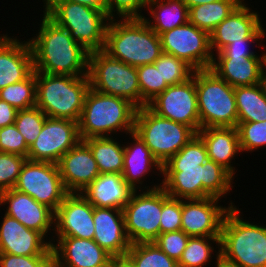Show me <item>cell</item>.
<instances>
[{
	"label": "cell",
	"instance_id": "cell-1",
	"mask_svg": "<svg viewBox=\"0 0 266 267\" xmlns=\"http://www.w3.org/2000/svg\"><path fill=\"white\" fill-rule=\"evenodd\" d=\"M162 177L165 192L182 200L226 199L235 179L223 166L208 159L206 146L197 134L162 165Z\"/></svg>",
	"mask_w": 266,
	"mask_h": 267
},
{
	"label": "cell",
	"instance_id": "cell-2",
	"mask_svg": "<svg viewBox=\"0 0 266 267\" xmlns=\"http://www.w3.org/2000/svg\"><path fill=\"white\" fill-rule=\"evenodd\" d=\"M37 33L28 42L33 55L35 72L53 75H88L89 54L44 12ZM36 35V36H35Z\"/></svg>",
	"mask_w": 266,
	"mask_h": 267
},
{
	"label": "cell",
	"instance_id": "cell-3",
	"mask_svg": "<svg viewBox=\"0 0 266 267\" xmlns=\"http://www.w3.org/2000/svg\"><path fill=\"white\" fill-rule=\"evenodd\" d=\"M103 51L133 67L153 64L162 53L160 36L142 18L110 19Z\"/></svg>",
	"mask_w": 266,
	"mask_h": 267
},
{
	"label": "cell",
	"instance_id": "cell-4",
	"mask_svg": "<svg viewBox=\"0 0 266 267\" xmlns=\"http://www.w3.org/2000/svg\"><path fill=\"white\" fill-rule=\"evenodd\" d=\"M137 109L127 99L106 95L89 88L78 121L81 140L112 137V134L116 136L117 132H122L127 137L129 133L134 132Z\"/></svg>",
	"mask_w": 266,
	"mask_h": 267
},
{
	"label": "cell",
	"instance_id": "cell-5",
	"mask_svg": "<svg viewBox=\"0 0 266 267\" xmlns=\"http://www.w3.org/2000/svg\"><path fill=\"white\" fill-rule=\"evenodd\" d=\"M240 210L234 206L225 215L220 258L239 267H266V225L244 220Z\"/></svg>",
	"mask_w": 266,
	"mask_h": 267
},
{
	"label": "cell",
	"instance_id": "cell-6",
	"mask_svg": "<svg viewBox=\"0 0 266 267\" xmlns=\"http://www.w3.org/2000/svg\"><path fill=\"white\" fill-rule=\"evenodd\" d=\"M89 88L88 75L69 76L36 72V106L47 117L78 122Z\"/></svg>",
	"mask_w": 266,
	"mask_h": 267
},
{
	"label": "cell",
	"instance_id": "cell-7",
	"mask_svg": "<svg viewBox=\"0 0 266 267\" xmlns=\"http://www.w3.org/2000/svg\"><path fill=\"white\" fill-rule=\"evenodd\" d=\"M44 12L58 26L66 29L73 40L88 52L103 50L107 27V13L69 1H43Z\"/></svg>",
	"mask_w": 266,
	"mask_h": 267
},
{
	"label": "cell",
	"instance_id": "cell-8",
	"mask_svg": "<svg viewBox=\"0 0 266 267\" xmlns=\"http://www.w3.org/2000/svg\"><path fill=\"white\" fill-rule=\"evenodd\" d=\"M195 86L200 129L237 126L238 112L233 86L210 68L195 71Z\"/></svg>",
	"mask_w": 266,
	"mask_h": 267
},
{
	"label": "cell",
	"instance_id": "cell-9",
	"mask_svg": "<svg viewBox=\"0 0 266 267\" xmlns=\"http://www.w3.org/2000/svg\"><path fill=\"white\" fill-rule=\"evenodd\" d=\"M134 133L163 165L177 154L197 133L189 126L158 116L147 106L138 108Z\"/></svg>",
	"mask_w": 266,
	"mask_h": 267
},
{
	"label": "cell",
	"instance_id": "cell-10",
	"mask_svg": "<svg viewBox=\"0 0 266 267\" xmlns=\"http://www.w3.org/2000/svg\"><path fill=\"white\" fill-rule=\"evenodd\" d=\"M88 77L90 88L97 92L129 100L141 108V92L137 67L128 65L105 53L90 52Z\"/></svg>",
	"mask_w": 266,
	"mask_h": 267
},
{
	"label": "cell",
	"instance_id": "cell-11",
	"mask_svg": "<svg viewBox=\"0 0 266 267\" xmlns=\"http://www.w3.org/2000/svg\"><path fill=\"white\" fill-rule=\"evenodd\" d=\"M163 188L134 191L123 208L125 231L132 244L153 242L160 234Z\"/></svg>",
	"mask_w": 266,
	"mask_h": 267
},
{
	"label": "cell",
	"instance_id": "cell-12",
	"mask_svg": "<svg viewBox=\"0 0 266 267\" xmlns=\"http://www.w3.org/2000/svg\"><path fill=\"white\" fill-rule=\"evenodd\" d=\"M14 189L26 193L54 212L68 194L56 163L27 159Z\"/></svg>",
	"mask_w": 266,
	"mask_h": 267
},
{
	"label": "cell",
	"instance_id": "cell-13",
	"mask_svg": "<svg viewBox=\"0 0 266 267\" xmlns=\"http://www.w3.org/2000/svg\"><path fill=\"white\" fill-rule=\"evenodd\" d=\"M162 52L185 61L195 71L211 68L210 34L189 21L160 35Z\"/></svg>",
	"mask_w": 266,
	"mask_h": 267
},
{
	"label": "cell",
	"instance_id": "cell-14",
	"mask_svg": "<svg viewBox=\"0 0 266 267\" xmlns=\"http://www.w3.org/2000/svg\"><path fill=\"white\" fill-rule=\"evenodd\" d=\"M147 107L158 116L185 124L197 133L200 130V117L195 71L189 80L168 86Z\"/></svg>",
	"mask_w": 266,
	"mask_h": 267
},
{
	"label": "cell",
	"instance_id": "cell-15",
	"mask_svg": "<svg viewBox=\"0 0 266 267\" xmlns=\"http://www.w3.org/2000/svg\"><path fill=\"white\" fill-rule=\"evenodd\" d=\"M80 141L78 122L47 117L42 131L29 147L27 159L57 164Z\"/></svg>",
	"mask_w": 266,
	"mask_h": 267
},
{
	"label": "cell",
	"instance_id": "cell-16",
	"mask_svg": "<svg viewBox=\"0 0 266 267\" xmlns=\"http://www.w3.org/2000/svg\"><path fill=\"white\" fill-rule=\"evenodd\" d=\"M221 199L215 197L201 199H181V230L189 237H220L223 220L231 207L221 206Z\"/></svg>",
	"mask_w": 266,
	"mask_h": 267
},
{
	"label": "cell",
	"instance_id": "cell-17",
	"mask_svg": "<svg viewBox=\"0 0 266 267\" xmlns=\"http://www.w3.org/2000/svg\"><path fill=\"white\" fill-rule=\"evenodd\" d=\"M94 232L93 205L81 193H68L55 211L51 245L59 237L93 239Z\"/></svg>",
	"mask_w": 266,
	"mask_h": 267
},
{
	"label": "cell",
	"instance_id": "cell-18",
	"mask_svg": "<svg viewBox=\"0 0 266 267\" xmlns=\"http://www.w3.org/2000/svg\"><path fill=\"white\" fill-rule=\"evenodd\" d=\"M0 205L7 207L4 211L6 215L15 218L28 229L40 232L46 239L49 237V242H52L55 218L52 209L14 188L0 193Z\"/></svg>",
	"mask_w": 266,
	"mask_h": 267
},
{
	"label": "cell",
	"instance_id": "cell-19",
	"mask_svg": "<svg viewBox=\"0 0 266 267\" xmlns=\"http://www.w3.org/2000/svg\"><path fill=\"white\" fill-rule=\"evenodd\" d=\"M246 3L243 1L210 33V47L213 55L234 41L266 36V29L263 27L260 14Z\"/></svg>",
	"mask_w": 266,
	"mask_h": 267
},
{
	"label": "cell",
	"instance_id": "cell-20",
	"mask_svg": "<svg viewBox=\"0 0 266 267\" xmlns=\"http://www.w3.org/2000/svg\"><path fill=\"white\" fill-rule=\"evenodd\" d=\"M52 247L56 267H109L112 255L93 239L59 237Z\"/></svg>",
	"mask_w": 266,
	"mask_h": 267
},
{
	"label": "cell",
	"instance_id": "cell-21",
	"mask_svg": "<svg viewBox=\"0 0 266 267\" xmlns=\"http://www.w3.org/2000/svg\"><path fill=\"white\" fill-rule=\"evenodd\" d=\"M129 136L128 138L129 140L132 139L130 140L132 143L124 142L123 178L134 191L153 190L161 187L162 183L160 182L152 184L151 187L146 181V175L150 176L151 172L158 176L160 175L159 177L161 178V163L153 156L151 150L138 135L132 132L129 133ZM144 181L146 185H143Z\"/></svg>",
	"mask_w": 266,
	"mask_h": 267
},
{
	"label": "cell",
	"instance_id": "cell-22",
	"mask_svg": "<svg viewBox=\"0 0 266 267\" xmlns=\"http://www.w3.org/2000/svg\"><path fill=\"white\" fill-rule=\"evenodd\" d=\"M0 222V253L12 255H52L49 239L28 229L18 220L4 214Z\"/></svg>",
	"mask_w": 266,
	"mask_h": 267
},
{
	"label": "cell",
	"instance_id": "cell-23",
	"mask_svg": "<svg viewBox=\"0 0 266 267\" xmlns=\"http://www.w3.org/2000/svg\"><path fill=\"white\" fill-rule=\"evenodd\" d=\"M18 37L0 34V90L26 79L33 71L30 44Z\"/></svg>",
	"mask_w": 266,
	"mask_h": 267
},
{
	"label": "cell",
	"instance_id": "cell-24",
	"mask_svg": "<svg viewBox=\"0 0 266 267\" xmlns=\"http://www.w3.org/2000/svg\"><path fill=\"white\" fill-rule=\"evenodd\" d=\"M93 222V240L113 257L126 256L132 243L125 231L123 210L93 206Z\"/></svg>",
	"mask_w": 266,
	"mask_h": 267
},
{
	"label": "cell",
	"instance_id": "cell-25",
	"mask_svg": "<svg viewBox=\"0 0 266 267\" xmlns=\"http://www.w3.org/2000/svg\"><path fill=\"white\" fill-rule=\"evenodd\" d=\"M68 193H81L100 174L90 148L81 140L57 163Z\"/></svg>",
	"mask_w": 266,
	"mask_h": 267
},
{
	"label": "cell",
	"instance_id": "cell-26",
	"mask_svg": "<svg viewBox=\"0 0 266 267\" xmlns=\"http://www.w3.org/2000/svg\"><path fill=\"white\" fill-rule=\"evenodd\" d=\"M254 57H213L211 70L230 86H250L259 84L266 73V48Z\"/></svg>",
	"mask_w": 266,
	"mask_h": 267
},
{
	"label": "cell",
	"instance_id": "cell-27",
	"mask_svg": "<svg viewBox=\"0 0 266 267\" xmlns=\"http://www.w3.org/2000/svg\"><path fill=\"white\" fill-rule=\"evenodd\" d=\"M134 190L122 174H99L81 194L94 206L121 209L129 202Z\"/></svg>",
	"mask_w": 266,
	"mask_h": 267
},
{
	"label": "cell",
	"instance_id": "cell-28",
	"mask_svg": "<svg viewBox=\"0 0 266 267\" xmlns=\"http://www.w3.org/2000/svg\"><path fill=\"white\" fill-rule=\"evenodd\" d=\"M204 142L208 159L220 164L233 176L236 174L232 160L242 153L240 149L238 131L236 127H207L197 132ZM232 161V162H231Z\"/></svg>",
	"mask_w": 266,
	"mask_h": 267
},
{
	"label": "cell",
	"instance_id": "cell-29",
	"mask_svg": "<svg viewBox=\"0 0 266 267\" xmlns=\"http://www.w3.org/2000/svg\"><path fill=\"white\" fill-rule=\"evenodd\" d=\"M143 16L146 24L158 35L189 21V9L183 0H149Z\"/></svg>",
	"mask_w": 266,
	"mask_h": 267
},
{
	"label": "cell",
	"instance_id": "cell-30",
	"mask_svg": "<svg viewBox=\"0 0 266 267\" xmlns=\"http://www.w3.org/2000/svg\"><path fill=\"white\" fill-rule=\"evenodd\" d=\"M114 138L92 137L82 140L90 148L100 174L123 172L124 144L118 137Z\"/></svg>",
	"mask_w": 266,
	"mask_h": 267
},
{
	"label": "cell",
	"instance_id": "cell-31",
	"mask_svg": "<svg viewBox=\"0 0 266 267\" xmlns=\"http://www.w3.org/2000/svg\"><path fill=\"white\" fill-rule=\"evenodd\" d=\"M238 122L266 120V94L261 83L234 88Z\"/></svg>",
	"mask_w": 266,
	"mask_h": 267
},
{
	"label": "cell",
	"instance_id": "cell-32",
	"mask_svg": "<svg viewBox=\"0 0 266 267\" xmlns=\"http://www.w3.org/2000/svg\"><path fill=\"white\" fill-rule=\"evenodd\" d=\"M245 0H218L189 9V22L209 34Z\"/></svg>",
	"mask_w": 266,
	"mask_h": 267
},
{
	"label": "cell",
	"instance_id": "cell-33",
	"mask_svg": "<svg viewBox=\"0 0 266 267\" xmlns=\"http://www.w3.org/2000/svg\"><path fill=\"white\" fill-rule=\"evenodd\" d=\"M213 253L216 254L212 256ZM214 256L215 260L220 258V237H190L178 267H205L210 262L216 263L211 261Z\"/></svg>",
	"mask_w": 266,
	"mask_h": 267
},
{
	"label": "cell",
	"instance_id": "cell-34",
	"mask_svg": "<svg viewBox=\"0 0 266 267\" xmlns=\"http://www.w3.org/2000/svg\"><path fill=\"white\" fill-rule=\"evenodd\" d=\"M126 256L135 267H178V262L164 253L154 242L131 244Z\"/></svg>",
	"mask_w": 266,
	"mask_h": 267
},
{
	"label": "cell",
	"instance_id": "cell-35",
	"mask_svg": "<svg viewBox=\"0 0 266 267\" xmlns=\"http://www.w3.org/2000/svg\"><path fill=\"white\" fill-rule=\"evenodd\" d=\"M0 99L17 110L36 106V72L33 71L21 82L10 84L1 89Z\"/></svg>",
	"mask_w": 266,
	"mask_h": 267
},
{
	"label": "cell",
	"instance_id": "cell-36",
	"mask_svg": "<svg viewBox=\"0 0 266 267\" xmlns=\"http://www.w3.org/2000/svg\"><path fill=\"white\" fill-rule=\"evenodd\" d=\"M154 64L160 70L162 81L169 86L189 80L195 71L185 61L166 52H162Z\"/></svg>",
	"mask_w": 266,
	"mask_h": 267
},
{
	"label": "cell",
	"instance_id": "cell-37",
	"mask_svg": "<svg viewBox=\"0 0 266 267\" xmlns=\"http://www.w3.org/2000/svg\"><path fill=\"white\" fill-rule=\"evenodd\" d=\"M138 83L141 92V108L147 106L157 95L161 94L169 85L162 81L160 70L155 64L137 67Z\"/></svg>",
	"mask_w": 266,
	"mask_h": 267
},
{
	"label": "cell",
	"instance_id": "cell-38",
	"mask_svg": "<svg viewBox=\"0 0 266 267\" xmlns=\"http://www.w3.org/2000/svg\"><path fill=\"white\" fill-rule=\"evenodd\" d=\"M47 116L37 106L18 110L14 125L24 137L28 147L37 139Z\"/></svg>",
	"mask_w": 266,
	"mask_h": 267
},
{
	"label": "cell",
	"instance_id": "cell-39",
	"mask_svg": "<svg viewBox=\"0 0 266 267\" xmlns=\"http://www.w3.org/2000/svg\"><path fill=\"white\" fill-rule=\"evenodd\" d=\"M240 149L243 153L266 148V120L261 122H238L237 126Z\"/></svg>",
	"mask_w": 266,
	"mask_h": 267
},
{
	"label": "cell",
	"instance_id": "cell-40",
	"mask_svg": "<svg viewBox=\"0 0 266 267\" xmlns=\"http://www.w3.org/2000/svg\"><path fill=\"white\" fill-rule=\"evenodd\" d=\"M27 157L0 152V193L14 188Z\"/></svg>",
	"mask_w": 266,
	"mask_h": 267
},
{
	"label": "cell",
	"instance_id": "cell-41",
	"mask_svg": "<svg viewBox=\"0 0 266 267\" xmlns=\"http://www.w3.org/2000/svg\"><path fill=\"white\" fill-rule=\"evenodd\" d=\"M149 0H106V13L110 19L143 18ZM142 14V15H141Z\"/></svg>",
	"mask_w": 266,
	"mask_h": 267
},
{
	"label": "cell",
	"instance_id": "cell-42",
	"mask_svg": "<svg viewBox=\"0 0 266 267\" xmlns=\"http://www.w3.org/2000/svg\"><path fill=\"white\" fill-rule=\"evenodd\" d=\"M181 199L170 197L163 189L160 234L181 230Z\"/></svg>",
	"mask_w": 266,
	"mask_h": 267
},
{
	"label": "cell",
	"instance_id": "cell-43",
	"mask_svg": "<svg viewBox=\"0 0 266 267\" xmlns=\"http://www.w3.org/2000/svg\"><path fill=\"white\" fill-rule=\"evenodd\" d=\"M189 238L183 230H178L159 234L153 242L170 258L178 262L187 246Z\"/></svg>",
	"mask_w": 266,
	"mask_h": 267
},
{
	"label": "cell",
	"instance_id": "cell-44",
	"mask_svg": "<svg viewBox=\"0 0 266 267\" xmlns=\"http://www.w3.org/2000/svg\"><path fill=\"white\" fill-rule=\"evenodd\" d=\"M29 147L14 124L0 128V152L28 156Z\"/></svg>",
	"mask_w": 266,
	"mask_h": 267
},
{
	"label": "cell",
	"instance_id": "cell-45",
	"mask_svg": "<svg viewBox=\"0 0 266 267\" xmlns=\"http://www.w3.org/2000/svg\"><path fill=\"white\" fill-rule=\"evenodd\" d=\"M263 38L265 39V37H248L246 39H241V41L238 42L234 41L224 47L220 52L216 53L217 55H213V57H254L258 53L253 51L252 47L255 45L256 48L262 47L263 49L266 47L265 44L263 45L262 43Z\"/></svg>",
	"mask_w": 266,
	"mask_h": 267
},
{
	"label": "cell",
	"instance_id": "cell-46",
	"mask_svg": "<svg viewBox=\"0 0 266 267\" xmlns=\"http://www.w3.org/2000/svg\"><path fill=\"white\" fill-rule=\"evenodd\" d=\"M52 255H12L0 253V267H50Z\"/></svg>",
	"mask_w": 266,
	"mask_h": 267
},
{
	"label": "cell",
	"instance_id": "cell-47",
	"mask_svg": "<svg viewBox=\"0 0 266 267\" xmlns=\"http://www.w3.org/2000/svg\"><path fill=\"white\" fill-rule=\"evenodd\" d=\"M18 110L0 99V128L14 124Z\"/></svg>",
	"mask_w": 266,
	"mask_h": 267
},
{
	"label": "cell",
	"instance_id": "cell-48",
	"mask_svg": "<svg viewBox=\"0 0 266 267\" xmlns=\"http://www.w3.org/2000/svg\"><path fill=\"white\" fill-rule=\"evenodd\" d=\"M42 1H69L101 10L106 13V0H42Z\"/></svg>",
	"mask_w": 266,
	"mask_h": 267
},
{
	"label": "cell",
	"instance_id": "cell-49",
	"mask_svg": "<svg viewBox=\"0 0 266 267\" xmlns=\"http://www.w3.org/2000/svg\"><path fill=\"white\" fill-rule=\"evenodd\" d=\"M109 267H135L127 256L112 257Z\"/></svg>",
	"mask_w": 266,
	"mask_h": 267
},
{
	"label": "cell",
	"instance_id": "cell-50",
	"mask_svg": "<svg viewBox=\"0 0 266 267\" xmlns=\"http://www.w3.org/2000/svg\"><path fill=\"white\" fill-rule=\"evenodd\" d=\"M215 1H218V0H183V2L186 4L188 9H190L196 5L209 4V3H212Z\"/></svg>",
	"mask_w": 266,
	"mask_h": 267
},
{
	"label": "cell",
	"instance_id": "cell-51",
	"mask_svg": "<svg viewBox=\"0 0 266 267\" xmlns=\"http://www.w3.org/2000/svg\"><path fill=\"white\" fill-rule=\"evenodd\" d=\"M214 265H215V267H239V266L233 265L231 263H228L221 258L216 260V263Z\"/></svg>",
	"mask_w": 266,
	"mask_h": 267
},
{
	"label": "cell",
	"instance_id": "cell-52",
	"mask_svg": "<svg viewBox=\"0 0 266 267\" xmlns=\"http://www.w3.org/2000/svg\"><path fill=\"white\" fill-rule=\"evenodd\" d=\"M261 84H262L264 92L266 94V73L263 76V80H262Z\"/></svg>",
	"mask_w": 266,
	"mask_h": 267
}]
</instances>
